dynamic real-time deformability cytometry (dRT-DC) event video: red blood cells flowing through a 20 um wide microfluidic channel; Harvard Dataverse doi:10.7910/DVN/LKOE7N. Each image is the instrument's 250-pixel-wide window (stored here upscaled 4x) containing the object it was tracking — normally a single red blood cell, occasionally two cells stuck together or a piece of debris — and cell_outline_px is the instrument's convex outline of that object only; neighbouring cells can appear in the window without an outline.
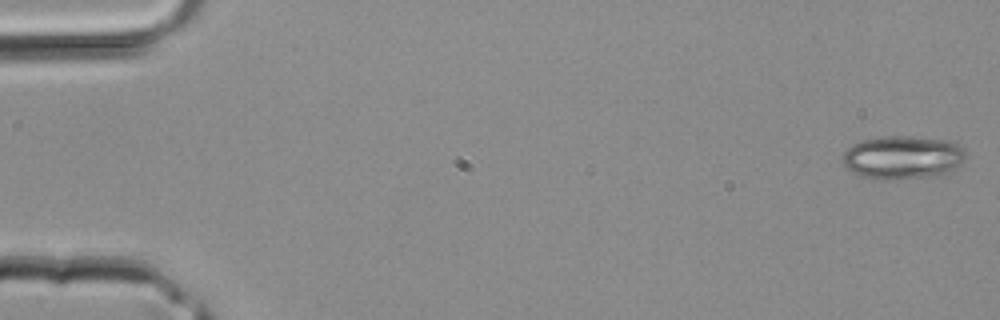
{"species": "common noctule bat (a hibernating species)", "species_latin": "Nyctalus noctula", "temperature_condition": "room temperature", "stored_images_in_passage": 28, "camera_frame_rate_fps": 3000, "um_per_image_px": 0.085, "animal": {"sex": "male", "body_mass_g": 20.4}, "frame": {"image": 1, "passage_image": 1, "time_ms": 0.0, "image_size_px": [1000, 320], "cell_outline_px": [[964, 160], [960, 164], [944, 172], [928, 176], [884, 180], [880, 180], [864, 176], [852, 172], [844, 168], [844, 152], [852, 144], [860, 140], [880, 136], [908, 136], [948, 140], [956, 144], [964, 152]], "centroid_in_image_um": [76.65, 13.36], "position_along_channel_um": 8.4, "area_um2": 30.63}}
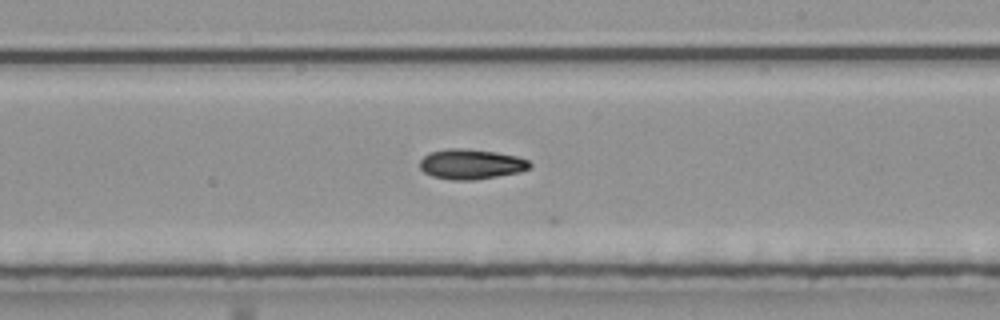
{"frame": {"image": 2, "passage_image": 24, "time_ms": 7.667, "image_size_px": [1000, 320], "cell_outline_px": [[532, 164], [528, 168], [520, 172], [472, 180], [452, 180], [432, 176], [424, 172], [420, 168], [420, 160], [428, 152], [448, 148], [468, 148], [496, 152], [516, 156], [528, 160]], "centroid_in_image_um": [40.01, 13.94], "position_along_channel_um": 249.0, "area_um2": 19.31}}